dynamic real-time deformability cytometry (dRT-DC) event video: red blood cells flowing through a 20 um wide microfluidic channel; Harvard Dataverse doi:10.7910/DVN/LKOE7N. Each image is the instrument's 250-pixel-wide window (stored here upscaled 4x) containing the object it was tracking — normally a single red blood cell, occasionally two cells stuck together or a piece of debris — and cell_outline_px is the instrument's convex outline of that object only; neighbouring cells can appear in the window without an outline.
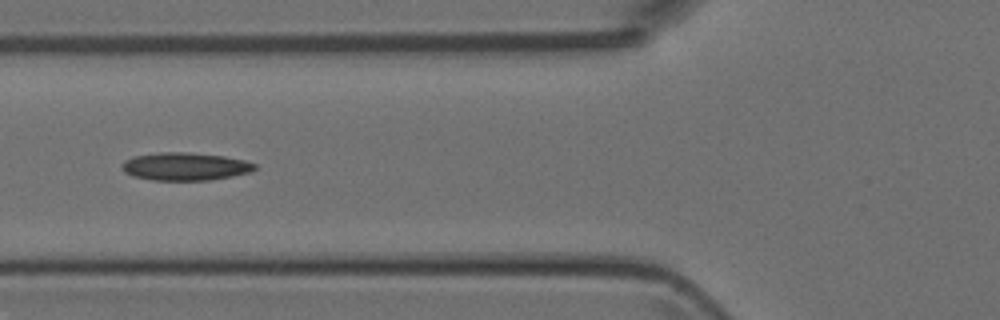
{"species": "Egyptian fruit bat (a non-hibernating species)", "species_latin": "Rousettus aegyptiacus", "temperature_condition": "room temperature", "stored_images_in_passage": 5, "camera_frame_rate_fps": 3000, "um_per_image_px": 0.085, "animal": {"sex": "female"}, "frame": {"image": 1, "passage_image": 5, "time_ms": 5.333, "image_size_px": [1000, 320], "cell_outline_px": [[256, 168], [252, 172], [232, 176], [208, 180], [152, 180], [132, 176], [124, 172], [124, 160], [132, 156], [160, 152], [188, 152], [224, 156], [244, 160], [256, 164]], "centroid_in_image_um": [15.75, 14.14], "position_along_channel_um": 110.1, "area_um2": 21.56}}